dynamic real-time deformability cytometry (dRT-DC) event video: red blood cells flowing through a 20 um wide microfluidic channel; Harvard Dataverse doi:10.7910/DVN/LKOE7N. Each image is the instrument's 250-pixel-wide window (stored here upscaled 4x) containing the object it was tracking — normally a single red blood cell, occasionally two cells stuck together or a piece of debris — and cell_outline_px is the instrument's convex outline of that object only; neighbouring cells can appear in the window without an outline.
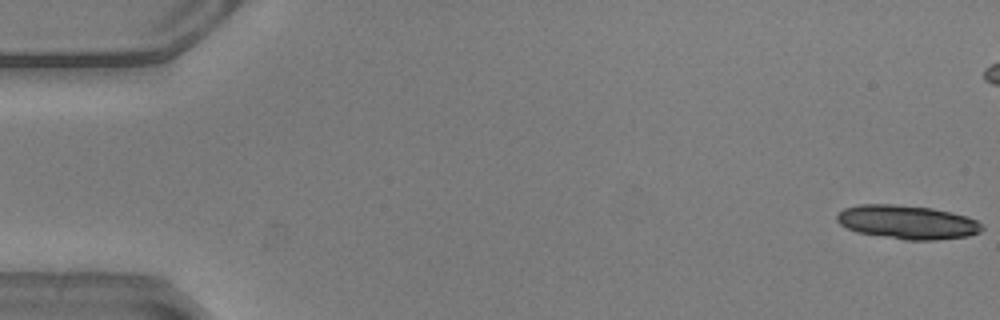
{"species": "common noctule bat (a hibernating species)", "species_latin": "Nyctalus noctula", "temperature_condition": "warm", "stored_images_in_passage": 54, "camera_frame_rate_fps": 3000, "um_per_image_px": 0.085, "animal": {"sex": "male", "body_mass_g": 20.5, "forearm_length_mm": 52.5}, "frame": {"image": 1, "passage_image": 1, "time_ms": 0.0, "image_size_px": [1000, 320], "cell_outline_px": [[984, 228], [980, 232], [968, 236], [936, 240], [904, 240], [856, 232], [840, 224], [836, 220], [836, 216], [844, 208], [860, 204], [896, 204], [932, 208], [952, 212], [976, 220], [984, 224]], "centroid_in_image_um": [77.13, 18.88], "position_along_channel_um": 7.9, "area_um2": 28.73}}
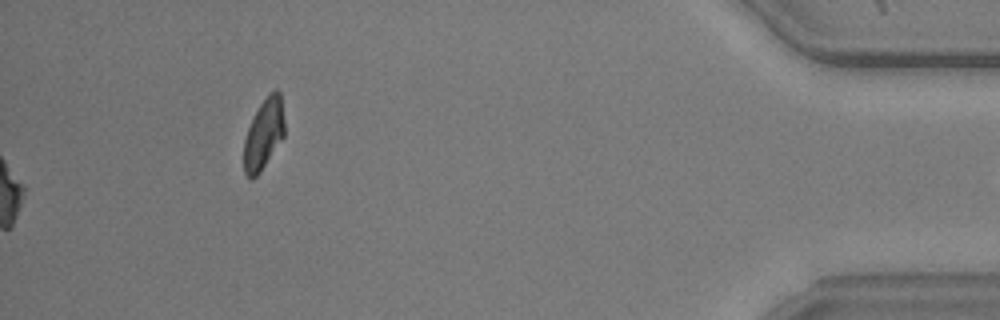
{"frame": {"image": 2, "passage_image": 54, "time_ms": 17.667, "image_size_px": [1000, 320], "cell_outline_px": [[284, 136], [260, 172], [252, 180], [244, 172], [244, 140], [248, 128], [260, 104], [268, 92], [276, 88], [280, 92], [284, 120]], "centroid_in_image_um": [22.42, 11.37], "position_along_channel_um": 412.8, "area_um2": 16.59}, "authors_computed_cell_mechanics": {"area_um2": 18.3226, "velocity_mm_per_s": 3.8953, "shape_relaxation_time_tau1_ms": 2.0457, "shape_relaxation_time_tau2_ms": null, "deformation_change_tau1": 0.1013, "deformation_change_tau2": null}}